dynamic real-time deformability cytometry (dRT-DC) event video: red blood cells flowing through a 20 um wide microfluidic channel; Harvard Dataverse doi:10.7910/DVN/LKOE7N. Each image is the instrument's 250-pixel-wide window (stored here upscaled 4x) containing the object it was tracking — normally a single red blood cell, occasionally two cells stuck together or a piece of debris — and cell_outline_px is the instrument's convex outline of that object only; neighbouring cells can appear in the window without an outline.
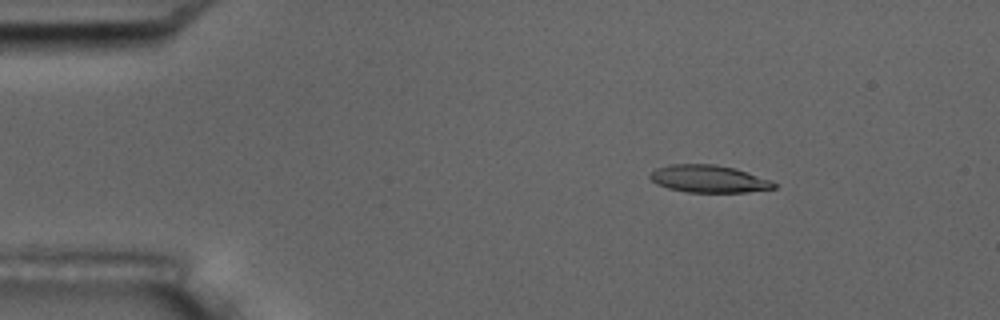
{"species": "common noctule bat (a hibernating species)", "species_latin": "Nyctalus noctula", "temperature_condition": "room temperature", "stored_images_in_passage": 6, "camera_frame_rate_fps": 3000, "um_per_image_px": 0.085, "animal": {"sex": "male", "body_mass_g": 17.5, "forearm_length_mm": 52.3}, "frame": {"image": 1, "passage_image": 3, "time_ms": 2.333, "image_size_px": [1000, 320], "cell_outline_px": [[776, 188], [748, 192], [688, 192], [668, 188], [652, 180], [648, 176], [656, 168], [672, 164], [716, 164], [736, 168], [772, 180], [776, 184]], "centroid_in_image_um": [60.29, 15.19], "position_along_channel_um": 24.7, "area_um2": 19.77}}
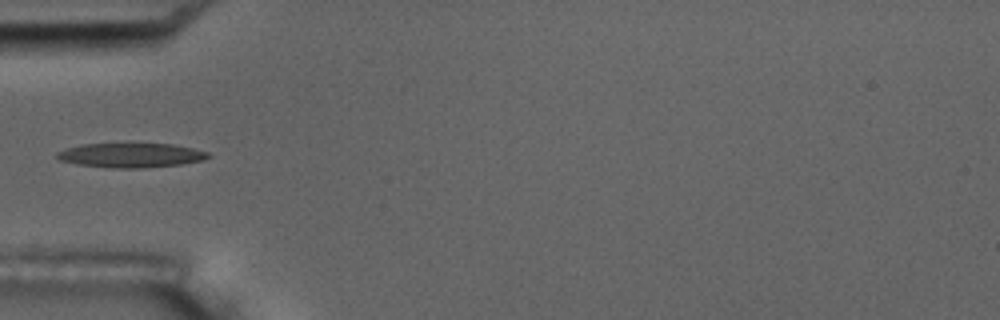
{"frame": {"image": 2, "passage_image": 6, "time_ms": 5.667, "image_size_px": [1000, 320], "cell_outline_px": [[212, 156], [200, 160], [180, 164], [144, 168], [112, 168], [76, 164], [60, 160], [56, 156], [56, 152], [80, 144], [172, 144], [192, 148], [208, 152]], "centroid_in_image_um": [11.1, 13.2], "position_along_channel_um": 73.9, "area_um2": 21.33}}